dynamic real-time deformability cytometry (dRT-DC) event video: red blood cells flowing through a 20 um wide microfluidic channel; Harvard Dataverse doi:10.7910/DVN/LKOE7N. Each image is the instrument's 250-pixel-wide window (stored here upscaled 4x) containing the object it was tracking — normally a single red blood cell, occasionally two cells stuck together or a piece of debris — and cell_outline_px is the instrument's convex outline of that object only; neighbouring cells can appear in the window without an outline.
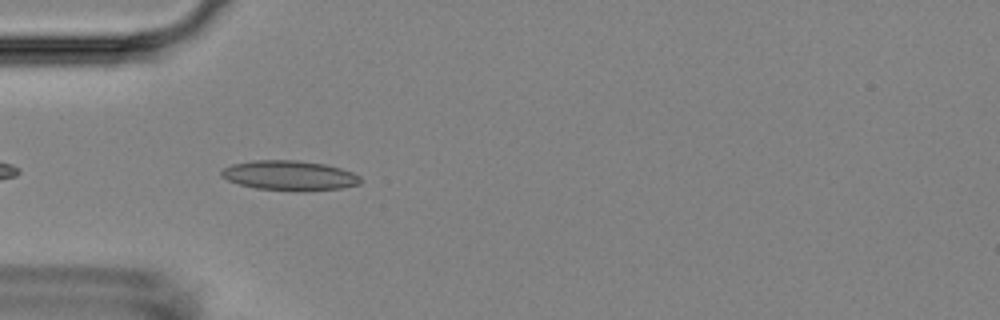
{"species": "Egyptian fruit bat (a non-hibernating species)", "species_latin": "Rousettus aegyptiacus", "temperature_condition": "room temperature", "stored_images_in_passage": 32, "camera_frame_rate_fps": 3000, "um_per_image_px": 0.085, "animal": {"sex": "female"}, "frame": {"image": 1, "passage_image": 3, "time_ms": 0.667, "image_size_px": [1000, 320], "cell_outline_px": [[360, 184], [340, 188], [304, 192], [296, 192], [256, 188], [240, 184], [228, 180], [220, 176], [220, 172], [224, 168], [232, 164], [252, 160], [296, 160], [324, 164], [340, 168], [352, 172], [360, 176]], "centroid_in_image_um": [24.6, 14.93], "position_along_channel_um": 60.4, "area_um2": 24.33}}
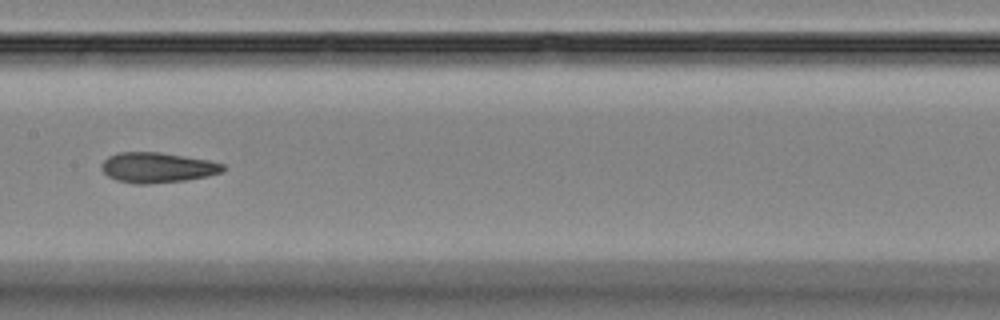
{"frame": {"image": 2, "passage_image": 14, "time_ms": 4.333, "image_size_px": [1000, 320], "cell_outline_px": [[224, 168], [220, 172], [208, 176], [184, 180], [148, 184], [136, 184], [116, 180], [108, 176], [100, 168], [100, 164], [108, 156], [120, 152], [160, 152], [208, 160], [224, 164]], "centroid_in_image_um": [13.33, 14.24], "position_along_channel_um": 194.1, "area_um2": 21.33}}
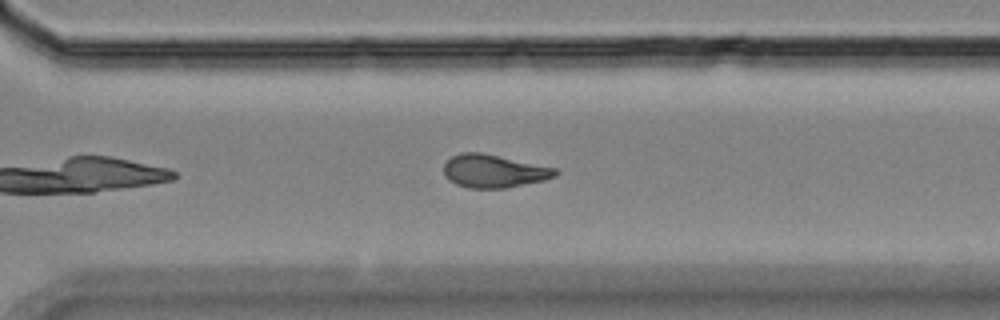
{"frame": {"image": 3, "passage_image": 25, "time_ms": 8.0, "image_size_px": [1000, 320], "cell_outline_px": [[560, 172], [556, 176], [544, 180], [508, 188], [468, 188], [456, 184], [448, 180], [444, 176], [444, 164], [452, 156], [460, 152], [480, 152], [556, 168]], "centroid_in_image_um": [41.96, 14.55], "position_along_channel_um": 328.6, "area_um2": 21.56}, "authors_computed_cell_mechanics": {"area_um2": 21.2993, "velocity_mm_per_s": 3.6856, "shape_relaxation_time_tau1_ms": 9.8916, "shape_relaxation_time_tau2_ms": 2.5468, "deformation_change_tau1": 0.2112, "deformation_change_tau2": 0.0912}}